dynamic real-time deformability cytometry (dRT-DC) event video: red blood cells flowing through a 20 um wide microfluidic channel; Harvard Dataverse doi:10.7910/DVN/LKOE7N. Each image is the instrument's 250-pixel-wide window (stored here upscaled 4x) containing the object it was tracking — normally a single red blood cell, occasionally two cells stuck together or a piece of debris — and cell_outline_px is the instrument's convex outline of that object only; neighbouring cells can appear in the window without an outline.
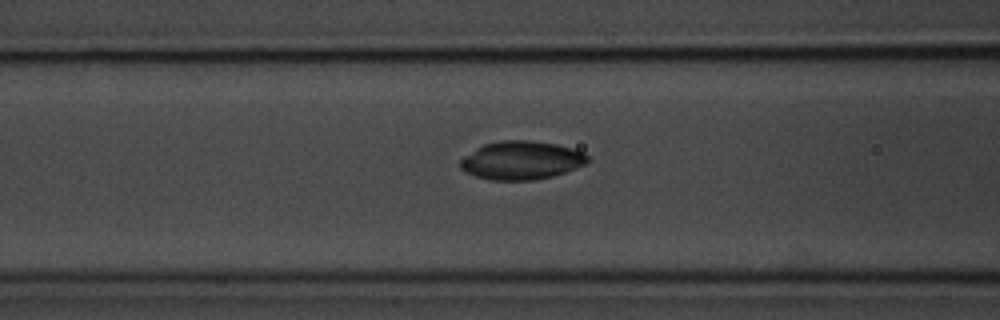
{"species": "common noctule bat (a hibernating species)", "species_latin": "Nyctalus noctula", "temperature_condition": "room temperature", "stored_images_in_passage": 29, "camera_frame_rate_fps": 3000, "um_per_image_px": 0.085, "animal": {"sex": "male", "body_mass_g": 20.1, "forearm_length_mm": 53.5}, "frame": {"image": 1, "passage_image": 6, "time_ms": 1.667, "image_size_px": [1000, 320], "cell_outline_px": [[588, 160], [584, 164], [576, 168], [552, 176], [532, 180], [488, 180], [476, 176], [460, 168], [460, 160], [464, 156], [476, 148], [484, 144], [500, 140], [528, 140], [556, 144], [572, 148], [584, 152], [588, 156]], "centroid_in_image_um": [44.3, 13.62], "position_along_channel_um": 122.3, "area_um2": 28.38}}
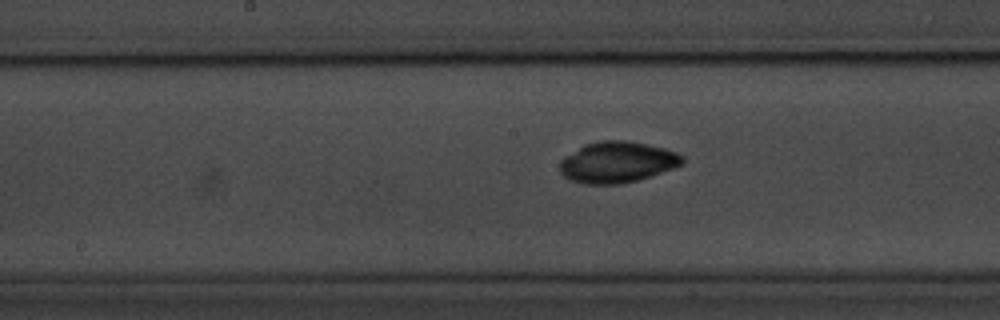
{"frame": {"image": 2, "passage_image": 12, "time_ms": 3.667, "image_size_px": [1000, 320], "cell_outline_px": [[684, 164], [636, 180], [620, 184], [584, 184], [568, 180], [560, 172], [560, 160], [564, 156], [584, 144], [600, 140], [624, 140], [648, 144], [664, 148], [676, 152], [684, 156]], "centroid_in_image_um": [52.43, 13.77], "position_along_channel_um": 195.8, "area_um2": 29.42}}
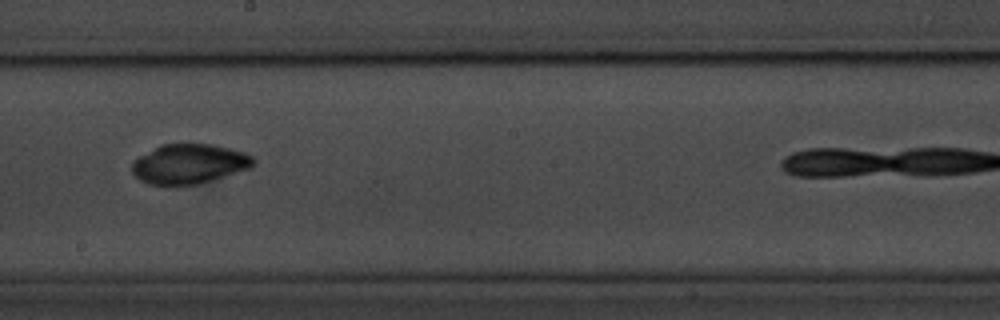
{"frame": {"image": 3, "passage_image": 15, "time_ms": 4.667, "image_size_px": [1000, 320], "cell_outline_px": [[256, 160], [252, 168], [196, 184], [176, 188], [148, 184], [140, 180], [132, 172], [132, 160], [160, 144], [212, 144], [244, 152], [252, 156]], "centroid_in_image_um": [16.04, 13.96], "position_along_channel_um": 232.2, "area_um2": 28.61}}